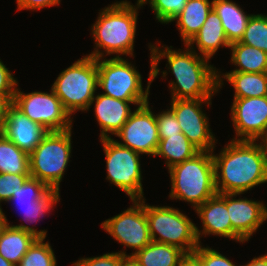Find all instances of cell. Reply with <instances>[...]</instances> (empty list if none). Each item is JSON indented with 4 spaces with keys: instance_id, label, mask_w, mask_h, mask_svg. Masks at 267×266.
<instances>
[{
    "instance_id": "cell-32",
    "label": "cell",
    "mask_w": 267,
    "mask_h": 266,
    "mask_svg": "<svg viewBox=\"0 0 267 266\" xmlns=\"http://www.w3.org/2000/svg\"><path fill=\"white\" fill-rule=\"evenodd\" d=\"M60 197L59 190H51L44 198L34 202L33 207L19 208L24 214V219L22 221L31 224L39 222L40 218L45 217L47 213L53 211L55 205L59 203Z\"/></svg>"
},
{
    "instance_id": "cell-23",
    "label": "cell",
    "mask_w": 267,
    "mask_h": 266,
    "mask_svg": "<svg viewBox=\"0 0 267 266\" xmlns=\"http://www.w3.org/2000/svg\"><path fill=\"white\" fill-rule=\"evenodd\" d=\"M212 11V0H188L183 11L172 21L186 45L201 29Z\"/></svg>"
},
{
    "instance_id": "cell-29",
    "label": "cell",
    "mask_w": 267,
    "mask_h": 266,
    "mask_svg": "<svg viewBox=\"0 0 267 266\" xmlns=\"http://www.w3.org/2000/svg\"><path fill=\"white\" fill-rule=\"evenodd\" d=\"M54 250L45 238H37L17 266H57Z\"/></svg>"
},
{
    "instance_id": "cell-35",
    "label": "cell",
    "mask_w": 267,
    "mask_h": 266,
    "mask_svg": "<svg viewBox=\"0 0 267 266\" xmlns=\"http://www.w3.org/2000/svg\"><path fill=\"white\" fill-rule=\"evenodd\" d=\"M155 116L158 125L159 140L182 133L179 122L170 109L159 112Z\"/></svg>"
},
{
    "instance_id": "cell-20",
    "label": "cell",
    "mask_w": 267,
    "mask_h": 266,
    "mask_svg": "<svg viewBox=\"0 0 267 266\" xmlns=\"http://www.w3.org/2000/svg\"><path fill=\"white\" fill-rule=\"evenodd\" d=\"M186 45L195 52L198 49L199 55L211 59L218 52L219 48H229L231 44L225 36L219 16L212 10L201 29Z\"/></svg>"
},
{
    "instance_id": "cell-36",
    "label": "cell",
    "mask_w": 267,
    "mask_h": 266,
    "mask_svg": "<svg viewBox=\"0 0 267 266\" xmlns=\"http://www.w3.org/2000/svg\"><path fill=\"white\" fill-rule=\"evenodd\" d=\"M122 254L129 256L124 250L118 252L105 253L96 257L80 258L73 262V266H121Z\"/></svg>"
},
{
    "instance_id": "cell-27",
    "label": "cell",
    "mask_w": 267,
    "mask_h": 266,
    "mask_svg": "<svg viewBox=\"0 0 267 266\" xmlns=\"http://www.w3.org/2000/svg\"><path fill=\"white\" fill-rule=\"evenodd\" d=\"M0 173L30 174L29 154L0 132Z\"/></svg>"
},
{
    "instance_id": "cell-17",
    "label": "cell",
    "mask_w": 267,
    "mask_h": 266,
    "mask_svg": "<svg viewBox=\"0 0 267 266\" xmlns=\"http://www.w3.org/2000/svg\"><path fill=\"white\" fill-rule=\"evenodd\" d=\"M0 132L19 149L28 154H30L49 133L44 126L33 122L14 104L10 106Z\"/></svg>"
},
{
    "instance_id": "cell-18",
    "label": "cell",
    "mask_w": 267,
    "mask_h": 266,
    "mask_svg": "<svg viewBox=\"0 0 267 266\" xmlns=\"http://www.w3.org/2000/svg\"><path fill=\"white\" fill-rule=\"evenodd\" d=\"M4 223L0 226V255L15 266L37 238L47 237V230L21 223L11 225L3 212Z\"/></svg>"
},
{
    "instance_id": "cell-7",
    "label": "cell",
    "mask_w": 267,
    "mask_h": 266,
    "mask_svg": "<svg viewBox=\"0 0 267 266\" xmlns=\"http://www.w3.org/2000/svg\"><path fill=\"white\" fill-rule=\"evenodd\" d=\"M98 88L104 95L123 101H149L152 78V56L147 87L143 88L142 76L134 64L125 57L96 59ZM105 91V92H104Z\"/></svg>"
},
{
    "instance_id": "cell-31",
    "label": "cell",
    "mask_w": 267,
    "mask_h": 266,
    "mask_svg": "<svg viewBox=\"0 0 267 266\" xmlns=\"http://www.w3.org/2000/svg\"><path fill=\"white\" fill-rule=\"evenodd\" d=\"M144 6L149 4L155 19L162 24L171 23L184 9L188 0H139Z\"/></svg>"
},
{
    "instance_id": "cell-40",
    "label": "cell",
    "mask_w": 267,
    "mask_h": 266,
    "mask_svg": "<svg viewBox=\"0 0 267 266\" xmlns=\"http://www.w3.org/2000/svg\"><path fill=\"white\" fill-rule=\"evenodd\" d=\"M180 266H203L201 261L192 253L187 254L181 261Z\"/></svg>"
},
{
    "instance_id": "cell-22",
    "label": "cell",
    "mask_w": 267,
    "mask_h": 266,
    "mask_svg": "<svg viewBox=\"0 0 267 266\" xmlns=\"http://www.w3.org/2000/svg\"><path fill=\"white\" fill-rule=\"evenodd\" d=\"M212 10L219 16L228 42L240 41L252 14L232 0H212Z\"/></svg>"
},
{
    "instance_id": "cell-6",
    "label": "cell",
    "mask_w": 267,
    "mask_h": 266,
    "mask_svg": "<svg viewBox=\"0 0 267 266\" xmlns=\"http://www.w3.org/2000/svg\"><path fill=\"white\" fill-rule=\"evenodd\" d=\"M72 128L50 131L29 154L30 177L38 179L51 190L60 191L64 172L72 152Z\"/></svg>"
},
{
    "instance_id": "cell-16",
    "label": "cell",
    "mask_w": 267,
    "mask_h": 266,
    "mask_svg": "<svg viewBox=\"0 0 267 266\" xmlns=\"http://www.w3.org/2000/svg\"><path fill=\"white\" fill-rule=\"evenodd\" d=\"M148 102L149 101H123L98 93L90 102L87 111L94 105L95 120H97L101 128L100 139L112 138L111 135H116L130 117L133 111L131 110L130 104H134L138 107Z\"/></svg>"
},
{
    "instance_id": "cell-24",
    "label": "cell",
    "mask_w": 267,
    "mask_h": 266,
    "mask_svg": "<svg viewBox=\"0 0 267 266\" xmlns=\"http://www.w3.org/2000/svg\"><path fill=\"white\" fill-rule=\"evenodd\" d=\"M186 255L177 246L151 241L133 256L141 266H180Z\"/></svg>"
},
{
    "instance_id": "cell-9",
    "label": "cell",
    "mask_w": 267,
    "mask_h": 266,
    "mask_svg": "<svg viewBox=\"0 0 267 266\" xmlns=\"http://www.w3.org/2000/svg\"><path fill=\"white\" fill-rule=\"evenodd\" d=\"M106 159V180L133 199H144L141 154L118 144L113 138L99 139Z\"/></svg>"
},
{
    "instance_id": "cell-30",
    "label": "cell",
    "mask_w": 267,
    "mask_h": 266,
    "mask_svg": "<svg viewBox=\"0 0 267 266\" xmlns=\"http://www.w3.org/2000/svg\"><path fill=\"white\" fill-rule=\"evenodd\" d=\"M50 191L51 189L46 184L38 179L29 177L22 187L14 192L8 203L16 202L19 208L33 207L34 202L44 198Z\"/></svg>"
},
{
    "instance_id": "cell-34",
    "label": "cell",
    "mask_w": 267,
    "mask_h": 266,
    "mask_svg": "<svg viewBox=\"0 0 267 266\" xmlns=\"http://www.w3.org/2000/svg\"><path fill=\"white\" fill-rule=\"evenodd\" d=\"M193 254L201 261L203 266H237L218 250L209 246L204 247L202 243L194 250Z\"/></svg>"
},
{
    "instance_id": "cell-45",
    "label": "cell",
    "mask_w": 267,
    "mask_h": 266,
    "mask_svg": "<svg viewBox=\"0 0 267 266\" xmlns=\"http://www.w3.org/2000/svg\"><path fill=\"white\" fill-rule=\"evenodd\" d=\"M4 223L3 221V211H0V226Z\"/></svg>"
},
{
    "instance_id": "cell-12",
    "label": "cell",
    "mask_w": 267,
    "mask_h": 266,
    "mask_svg": "<svg viewBox=\"0 0 267 266\" xmlns=\"http://www.w3.org/2000/svg\"><path fill=\"white\" fill-rule=\"evenodd\" d=\"M211 104V99H172L170 103L169 109L176 116L182 133L199 151L212 152L217 144L209 127V117L202 109L203 105Z\"/></svg>"
},
{
    "instance_id": "cell-21",
    "label": "cell",
    "mask_w": 267,
    "mask_h": 266,
    "mask_svg": "<svg viewBox=\"0 0 267 266\" xmlns=\"http://www.w3.org/2000/svg\"><path fill=\"white\" fill-rule=\"evenodd\" d=\"M224 80L234 88L233 98H251L267 96V72L246 73L238 71H218V91L224 85Z\"/></svg>"
},
{
    "instance_id": "cell-8",
    "label": "cell",
    "mask_w": 267,
    "mask_h": 266,
    "mask_svg": "<svg viewBox=\"0 0 267 266\" xmlns=\"http://www.w3.org/2000/svg\"><path fill=\"white\" fill-rule=\"evenodd\" d=\"M145 213L152 241L177 246L187 254L199 246L196 224L178 208L145 202Z\"/></svg>"
},
{
    "instance_id": "cell-26",
    "label": "cell",
    "mask_w": 267,
    "mask_h": 266,
    "mask_svg": "<svg viewBox=\"0 0 267 266\" xmlns=\"http://www.w3.org/2000/svg\"><path fill=\"white\" fill-rule=\"evenodd\" d=\"M199 150L180 133L179 135L169 136L159 140V145L155 154L165 159L166 168L182 163L196 155Z\"/></svg>"
},
{
    "instance_id": "cell-39",
    "label": "cell",
    "mask_w": 267,
    "mask_h": 266,
    "mask_svg": "<svg viewBox=\"0 0 267 266\" xmlns=\"http://www.w3.org/2000/svg\"><path fill=\"white\" fill-rule=\"evenodd\" d=\"M15 94H0V131L3 127L6 115L10 106L13 104Z\"/></svg>"
},
{
    "instance_id": "cell-19",
    "label": "cell",
    "mask_w": 267,
    "mask_h": 266,
    "mask_svg": "<svg viewBox=\"0 0 267 266\" xmlns=\"http://www.w3.org/2000/svg\"><path fill=\"white\" fill-rule=\"evenodd\" d=\"M202 222V230L195 226L199 244L201 237L214 235L232 240V224L226 206V193H217L195 209Z\"/></svg>"
},
{
    "instance_id": "cell-41",
    "label": "cell",
    "mask_w": 267,
    "mask_h": 266,
    "mask_svg": "<svg viewBox=\"0 0 267 266\" xmlns=\"http://www.w3.org/2000/svg\"><path fill=\"white\" fill-rule=\"evenodd\" d=\"M241 266H267V254L254 257L250 262Z\"/></svg>"
},
{
    "instance_id": "cell-37",
    "label": "cell",
    "mask_w": 267,
    "mask_h": 266,
    "mask_svg": "<svg viewBox=\"0 0 267 266\" xmlns=\"http://www.w3.org/2000/svg\"><path fill=\"white\" fill-rule=\"evenodd\" d=\"M18 80L0 59V94H15Z\"/></svg>"
},
{
    "instance_id": "cell-33",
    "label": "cell",
    "mask_w": 267,
    "mask_h": 266,
    "mask_svg": "<svg viewBox=\"0 0 267 266\" xmlns=\"http://www.w3.org/2000/svg\"><path fill=\"white\" fill-rule=\"evenodd\" d=\"M29 177L30 174L0 173V208L1 202H8Z\"/></svg>"
},
{
    "instance_id": "cell-13",
    "label": "cell",
    "mask_w": 267,
    "mask_h": 266,
    "mask_svg": "<svg viewBox=\"0 0 267 266\" xmlns=\"http://www.w3.org/2000/svg\"><path fill=\"white\" fill-rule=\"evenodd\" d=\"M149 102L135 109L121 130L115 135L118 144L143 155L155 157L158 145V125Z\"/></svg>"
},
{
    "instance_id": "cell-25",
    "label": "cell",
    "mask_w": 267,
    "mask_h": 266,
    "mask_svg": "<svg viewBox=\"0 0 267 266\" xmlns=\"http://www.w3.org/2000/svg\"><path fill=\"white\" fill-rule=\"evenodd\" d=\"M229 49L231 53L230 62L236 66L231 71L246 73L267 72V53L250 45H245L239 41L231 43Z\"/></svg>"
},
{
    "instance_id": "cell-3",
    "label": "cell",
    "mask_w": 267,
    "mask_h": 266,
    "mask_svg": "<svg viewBox=\"0 0 267 266\" xmlns=\"http://www.w3.org/2000/svg\"><path fill=\"white\" fill-rule=\"evenodd\" d=\"M135 4L121 0L99 10L97 20L91 26L95 47L87 56L95 59L111 54L114 58L134 57L138 10L143 7L139 0Z\"/></svg>"
},
{
    "instance_id": "cell-38",
    "label": "cell",
    "mask_w": 267,
    "mask_h": 266,
    "mask_svg": "<svg viewBox=\"0 0 267 266\" xmlns=\"http://www.w3.org/2000/svg\"><path fill=\"white\" fill-rule=\"evenodd\" d=\"M17 10L38 11L45 7L59 5L61 0H16Z\"/></svg>"
},
{
    "instance_id": "cell-1",
    "label": "cell",
    "mask_w": 267,
    "mask_h": 266,
    "mask_svg": "<svg viewBox=\"0 0 267 266\" xmlns=\"http://www.w3.org/2000/svg\"><path fill=\"white\" fill-rule=\"evenodd\" d=\"M184 46L185 50H175L172 46L149 43L153 81L160 74L159 62L166 58L167 70L175 77L169 83L171 99H212L219 92L218 69L210 64V59Z\"/></svg>"
},
{
    "instance_id": "cell-15",
    "label": "cell",
    "mask_w": 267,
    "mask_h": 266,
    "mask_svg": "<svg viewBox=\"0 0 267 266\" xmlns=\"http://www.w3.org/2000/svg\"><path fill=\"white\" fill-rule=\"evenodd\" d=\"M235 138L256 141L267 126V96L234 98L230 110Z\"/></svg>"
},
{
    "instance_id": "cell-42",
    "label": "cell",
    "mask_w": 267,
    "mask_h": 266,
    "mask_svg": "<svg viewBox=\"0 0 267 266\" xmlns=\"http://www.w3.org/2000/svg\"><path fill=\"white\" fill-rule=\"evenodd\" d=\"M256 141L260 145L261 149L263 150V152L267 156V126H266L264 132L257 138Z\"/></svg>"
},
{
    "instance_id": "cell-43",
    "label": "cell",
    "mask_w": 267,
    "mask_h": 266,
    "mask_svg": "<svg viewBox=\"0 0 267 266\" xmlns=\"http://www.w3.org/2000/svg\"><path fill=\"white\" fill-rule=\"evenodd\" d=\"M121 266H141L134 256H124L122 254Z\"/></svg>"
},
{
    "instance_id": "cell-11",
    "label": "cell",
    "mask_w": 267,
    "mask_h": 266,
    "mask_svg": "<svg viewBox=\"0 0 267 266\" xmlns=\"http://www.w3.org/2000/svg\"><path fill=\"white\" fill-rule=\"evenodd\" d=\"M145 200V198L131 200L133 205L101 223L103 230L114 240L134 250L130 256L135 255L152 241L145 213Z\"/></svg>"
},
{
    "instance_id": "cell-10",
    "label": "cell",
    "mask_w": 267,
    "mask_h": 266,
    "mask_svg": "<svg viewBox=\"0 0 267 266\" xmlns=\"http://www.w3.org/2000/svg\"><path fill=\"white\" fill-rule=\"evenodd\" d=\"M51 91L24 93L16 87L13 104L33 122L50 131H66L73 128V118L61 100Z\"/></svg>"
},
{
    "instance_id": "cell-5",
    "label": "cell",
    "mask_w": 267,
    "mask_h": 266,
    "mask_svg": "<svg viewBox=\"0 0 267 266\" xmlns=\"http://www.w3.org/2000/svg\"><path fill=\"white\" fill-rule=\"evenodd\" d=\"M51 88L71 116L77 111L87 112L98 90L96 59L87 55L77 59L61 71Z\"/></svg>"
},
{
    "instance_id": "cell-44",
    "label": "cell",
    "mask_w": 267,
    "mask_h": 266,
    "mask_svg": "<svg viewBox=\"0 0 267 266\" xmlns=\"http://www.w3.org/2000/svg\"><path fill=\"white\" fill-rule=\"evenodd\" d=\"M0 266H15V265L7 261L3 256L0 255Z\"/></svg>"
},
{
    "instance_id": "cell-4",
    "label": "cell",
    "mask_w": 267,
    "mask_h": 266,
    "mask_svg": "<svg viewBox=\"0 0 267 266\" xmlns=\"http://www.w3.org/2000/svg\"><path fill=\"white\" fill-rule=\"evenodd\" d=\"M169 198L190 203L194 210L217 194L212 152L199 151L168 169Z\"/></svg>"
},
{
    "instance_id": "cell-2",
    "label": "cell",
    "mask_w": 267,
    "mask_h": 266,
    "mask_svg": "<svg viewBox=\"0 0 267 266\" xmlns=\"http://www.w3.org/2000/svg\"><path fill=\"white\" fill-rule=\"evenodd\" d=\"M213 152L217 193L244 194L267 183V156L256 141L231 140Z\"/></svg>"
},
{
    "instance_id": "cell-14",
    "label": "cell",
    "mask_w": 267,
    "mask_h": 266,
    "mask_svg": "<svg viewBox=\"0 0 267 266\" xmlns=\"http://www.w3.org/2000/svg\"><path fill=\"white\" fill-rule=\"evenodd\" d=\"M241 194L226 193V206L232 224V240L244 243L250 240L254 232L267 220V205L239 197Z\"/></svg>"
},
{
    "instance_id": "cell-28",
    "label": "cell",
    "mask_w": 267,
    "mask_h": 266,
    "mask_svg": "<svg viewBox=\"0 0 267 266\" xmlns=\"http://www.w3.org/2000/svg\"><path fill=\"white\" fill-rule=\"evenodd\" d=\"M239 42L267 53V15L252 14Z\"/></svg>"
}]
</instances>
